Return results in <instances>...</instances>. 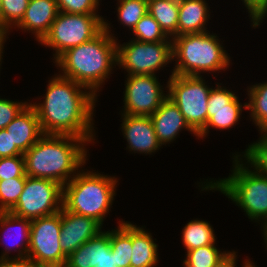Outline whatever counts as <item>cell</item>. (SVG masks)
Returning <instances> with one entry per match:
<instances>
[{
	"mask_svg": "<svg viewBox=\"0 0 267 267\" xmlns=\"http://www.w3.org/2000/svg\"><path fill=\"white\" fill-rule=\"evenodd\" d=\"M51 77L43 102L30 103L37 112L42 133L71 135L94 143L93 116L98 98L86 87L58 73Z\"/></svg>",
	"mask_w": 267,
	"mask_h": 267,
	"instance_id": "6da1fadb",
	"label": "cell"
},
{
	"mask_svg": "<svg viewBox=\"0 0 267 267\" xmlns=\"http://www.w3.org/2000/svg\"><path fill=\"white\" fill-rule=\"evenodd\" d=\"M132 33L134 37L132 39L141 42H159V41H172L164 31L160 28V25L156 20L147 13L133 28Z\"/></svg>",
	"mask_w": 267,
	"mask_h": 267,
	"instance_id": "f546056e",
	"label": "cell"
},
{
	"mask_svg": "<svg viewBox=\"0 0 267 267\" xmlns=\"http://www.w3.org/2000/svg\"><path fill=\"white\" fill-rule=\"evenodd\" d=\"M101 0H56L59 12L69 14H99Z\"/></svg>",
	"mask_w": 267,
	"mask_h": 267,
	"instance_id": "d6a6232c",
	"label": "cell"
},
{
	"mask_svg": "<svg viewBox=\"0 0 267 267\" xmlns=\"http://www.w3.org/2000/svg\"><path fill=\"white\" fill-rule=\"evenodd\" d=\"M132 223V255L130 267H155L158 265V244L152 233ZM155 240V241H154Z\"/></svg>",
	"mask_w": 267,
	"mask_h": 267,
	"instance_id": "44dd1931",
	"label": "cell"
},
{
	"mask_svg": "<svg viewBox=\"0 0 267 267\" xmlns=\"http://www.w3.org/2000/svg\"><path fill=\"white\" fill-rule=\"evenodd\" d=\"M118 22L129 31L148 13V0H117Z\"/></svg>",
	"mask_w": 267,
	"mask_h": 267,
	"instance_id": "83f0119b",
	"label": "cell"
},
{
	"mask_svg": "<svg viewBox=\"0 0 267 267\" xmlns=\"http://www.w3.org/2000/svg\"><path fill=\"white\" fill-rule=\"evenodd\" d=\"M28 101H12L6 98H0V130L6 126L18 115V113L28 104Z\"/></svg>",
	"mask_w": 267,
	"mask_h": 267,
	"instance_id": "e575fe53",
	"label": "cell"
},
{
	"mask_svg": "<svg viewBox=\"0 0 267 267\" xmlns=\"http://www.w3.org/2000/svg\"><path fill=\"white\" fill-rule=\"evenodd\" d=\"M121 114L151 116L168 97L157 75H126ZM165 88V90H164Z\"/></svg>",
	"mask_w": 267,
	"mask_h": 267,
	"instance_id": "7c38bea8",
	"label": "cell"
},
{
	"mask_svg": "<svg viewBox=\"0 0 267 267\" xmlns=\"http://www.w3.org/2000/svg\"><path fill=\"white\" fill-rule=\"evenodd\" d=\"M84 170L81 168L63 186L62 206L72 213L94 218L103 225L115 200L119 180L98 171Z\"/></svg>",
	"mask_w": 267,
	"mask_h": 267,
	"instance_id": "5b68a950",
	"label": "cell"
},
{
	"mask_svg": "<svg viewBox=\"0 0 267 267\" xmlns=\"http://www.w3.org/2000/svg\"><path fill=\"white\" fill-rule=\"evenodd\" d=\"M222 83L216 82L210 91L207 105V123L197 134L196 139L207 137L210 128L219 130H229L233 128L239 120L243 110H247V103H241L237 94ZM214 87V88H213Z\"/></svg>",
	"mask_w": 267,
	"mask_h": 267,
	"instance_id": "4fadbf2b",
	"label": "cell"
},
{
	"mask_svg": "<svg viewBox=\"0 0 267 267\" xmlns=\"http://www.w3.org/2000/svg\"><path fill=\"white\" fill-rule=\"evenodd\" d=\"M0 230L3 234L1 235L2 237L0 236L2 240L0 244L4 246L0 259L23 258L28 256L31 220L15 216L10 212H0ZM13 249L14 252H17L15 256H11Z\"/></svg>",
	"mask_w": 267,
	"mask_h": 267,
	"instance_id": "2e32d148",
	"label": "cell"
},
{
	"mask_svg": "<svg viewBox=\"0 0 267 267\" xmlns=\"http://www.w3.org/2000/svg\"><path fill=\"white\" fill-rule=\"evenodd\" d=\"M23 155V153L12 145V139L6 129L0 130V158Z\"/></svg>",
	"mask_w": 267,
	"mask_h": 267,
	"instance_id": "8d00e7d4",
	"label": "cell"
},
{
	"mask_svg": "<svg viewBox=\"0 0 267 267\" xmlns=\"http://www.w3.org/2000/svg\"><path fill=\"white\" fill-rule=\"evenodd\" d=\"M202 76L171 74L168 97L177 105L189 127L198 134L207 123L208 97L212 87Z\"/></svg>",
	"mask_w": 267,
	"mask_h": 267,
	"instance_id": "ba28073f",
	"label": "cell"
},
{
	"mask_svg": "<svg viewBox=\"0 0 267 267\" xmlns=\"http://www.w3.org/2000/svg\"><path fill=\"white\" fill-rule=\"evenodd\" d=\"M120 119V129L127 141L126 149L132 154L153 155L163 148L158 141L151 117L121 114Z\"/></svg>",
	"mask_w": 267,
	"mask_h": 267,
	"instance_id": "9a60e30c",
	"label": "cell"
},
{
	"mask_svg": "<svg viewBox=\"0 0 267 267\" xmlns=\"http://www.w3.org/2000/svg\"><path fill=\"white\" fill-rule=\"evenodd\" d=\"M207 0H179L178 36L208 32L211 12Z\"/></svg>",
	"mask_w": 267,
	"mask_h": 267,
	"instance_id": "ffe728a7",
	"label": "cell"
},
{
	"mask_svg": "<svg viewBox=\"0 0 267 267\" xmlns=\"http://www.w3.org/2000/svg\"><path fill=\"white\" fill-rule=\"evenodd\" d=\"M173 67L171 73L183 76H202L226 71L232 63L224 41L208 32L184 34L172 38Z\"/></svg>",
	"mask_w": 267,
	"mask_h": 267,
	"instance_id": "8992f818",
	"label": "cell"
},
{
	"mask_svg": "<svg viewBox=\"0 0 267 267\" xmlns=\"http://www.w3.org/2000/svg\"><path fill=\"white\" fill-rule=\"evenodd\" d=\"M26 176L24 155L0 158V180Z\"/></svg>",
	"mask_w": 267,
	"mask_h": 267,
	"instance_id": "836d02e7",
	"label": "cell"
},
{
	"mask_svg": "<svg viewBox=\"0 0 267 267\" xmlns=\"http://www.w3.org/2000/svg\"><path fill=\"white\" fill-rule=\"evenodd\" d=\"M12 139V145L24 154L43 135L37 112L29 103L5 128Z\"/></svg>",
	"mask_w": 267,
	"mask_h": 267,
	"instance_id": "d6986e66",
	"label": "cell"
},
{
	"mask_svg": "<svg viewBox=\"0 0 267 267\" xmlns=\"http://www.w3.org/2000/svg\"><path fill=\"white\" fill-rule=\"evenodd\" d=\"M246 94L249 118L259 129V134H267V82L248 86Z\"/></svg>",
	"mask_w": 267,
	"mask_h": 267,
	"instance_id": "d4e9b609",
	"label": "cell"
},
{
	"mask_svg": "<svg viewBox=\"0 0 267 267\" xmlns=\"http://www.w3.org/2000/svg\"><path fill=\"white\" fill-rule=\"evenodd\" d=\"M89 144L71 135L43 134L23 155L25 174L46 178L64 186L88 160Z\"/></svg>",
	"mask_w": 267,
	"mask_h": 267,
	"instance_id": "3957f363",
	"label": "cell"
},
{
	"mask_svg": "<svg viewBox=\"0 0 267 267\" xmlns=\"http://www.w3.org/2000/svg\"><path fill=\"white\" fill-rule=\"evenodd\" d=\"M2 1V33L10 34L23 18L29 0H1Z\"/></svg>",
	"mask_w": 267,
	"mask_h": 267,
	"instance_id": "1f68e13d",
	"label": "cell"
},
{
	"mask_svg": "<svg viewBox=\"0 0 267 267\" xmlns=\"http://www.w3.org/2000/svg\"><path fill=\"white\" fill-rule=\"evenodd\" d=\"M0 33H2V1L0 0Z\"/></svg>",
	"mask_w": 267,
	"mask_h": 267,
	"instance_id": "7bdbcfd3",
	"label": "cell"
},
{
	"mask_svg": "<svg viewBox=\"0 0 267 267\" xmlns=\"http://www.w3.org/2000/svg\"><path fill=\"white\" fill-rule=\"evenodd\" d=\"M233 251H222L216 245H207L186 251L183 267H217Z\"/></svg>",
	"mask_w": 267,
	"mask_h": 267,
	"instance_id": "4316f807",
	"label": "cell"
},
{
	"mask_svg": "<svg viewBox=\"0 0 267 267\" xmlns=\"http://www.w3.org/2000/svg\"><path fill=\"white\" fill-rule=\"evenodd\" d=\"M110 239V230L103 231L72 252L65 267H99L102 260V246Z\"/></svg>",
	"mask_w": 267,
	"mask_h": 267,
	"instance_id": "7402d4cb",
	"label": "cell"
},
{
	"mask_svg": "<svg viewBox=\"0 0 267 267\" xmlns=\"http://www.w3.org/2000/svg\"><path fill=\"white\" fill-rule=\"evenodd\" d=\"M237 252L233 250V252L224 260L222 261L217 267H237ZM242 267H253L254 262L251 261L250 258H247L243 261Z\"/></svg>",
	"mask_w": 267,
	"mask_h": 267,
	"instance_id": "ab89813d",
	"label": "cell"
},
{
	"mask_svg": "<svg viewBox=\"0 0 267 267\" xmlns=\"http://www.w3.org/2000/svg\"><path fill=\"white\" fill-rule=\"evenodd\" d=\"M102 224L94 218L78 215L61 208L60 246L68 257L82 244L102 232Z\"/></svg>",
	"mask_w": 267,
	"mask_h": 267,
	"instance_id": "5bb4252c",
	"label": "cell"
},
{
	"mask_svg": "<svg viewBox=\"0 0 267 267\" xmlns=\"http://www.w3.org/2000/svg\"><path fill=\"white\" fill-rule=\"evenodd\" d=\"M116 229L110 230L111 251L115 255L116 266L130 267L132 255V223L119 220Z\"/></svg>",
	"mask_w": 267,
	"mask_h": 267,
	"instance_id": "cb8c5ba5",
	"label": "cell"
},
{
	"mask_svg": "<svg viewBox=\"0 0 267 267\" xmlns=\"http://www.w3.org/2000/svg\"><path fill=\"white\" fill-rule=\"evenodd\" d=\"M148 13L168 37L178 36L179 0H148Z\"/></svg>",
	"mask_w": 267,
	"mask_h": 267,
	"instance_id": "603a6c76",
	"label": "cell"
},
{
	"mask_svg": "<svg viewBox=\"0 0 267 267\" xmlns=\"http://www.w3.org/2000/svg\"><path fill=\"white\" fill-rule=\"evenodd\" d=\"M112 23L104 20V28L91 40L70 48L53 63L59 75L69 78L99 96L105 81L117 66V41Z\"/></svg>",
	"mask_w": 267,
	"mask_h": 267,
	"instance_id": "7a4b0ae2",
	"label": "cell"
},
{
	"mask_svg": "<svg viewBox=\"0 0 267 267\" xmlns=\"http://www.w3.org/2000/svg\"><path fill=\"white\" fill-rule=\"evenodd\" d=\"M61 210L31 220L28 257L40 267H65L67 256L60 246Z\"/></svg>",
	"mask_w": 267,
	"mask_h": 267,
	"instance_id": "8fae6325",
	"label": "cell"
},
{
	"mask_svg": "<svg viewBox=\"0 0 267 267\" xmlns=\"http://www.w3.org/2000/svg\"><path fill=\"white\" fill-rule=\"evenodd\" d=\"M248 11L252 28L260 27L267 17V0H241Z\"/></svg>",
	"mask_w": 267,
	"mask_h": 267,
	"instance_id": "d590c367",
	"label": "cell"
},
{
	"mask_svg": "<svg viewBox=\"0 0 267 267\" xmlns=\"http://www.w3.org/2000/svg\"><path fill=\"white\" fill-rule=\"evenodd\" d=\"M58 12L56 0H29L22 20L14 29L32 33L40 42L49 32Z\"/></svg>",
	"mask_w": 267,
	"mask_h": 267,
	"instance_id": "ac0fdd59",
	"label": "cell"
},
{
	"mask_svg": "<svg viewBox=\"0 0 267 267\" xmlns=\"http://www.w3.org/2000/svg\"><path fill=\"white\" fill-rule=\"evenodd\" d=\"M0 267H40L34 260L31 258H8L0 259Z\"/></svg>",
	"mask_w": 267,
	"mask_h": 267,
	"instance_id": "74e56055",
	"label": "cell"
},
{
	"mask_svg": "<svg viewBox=\"0 0 267 267\" xmlns=\"http://www.w3.org/2000/svg\"><path fill=\"white\" fill-rule=\"evenodd\" d=\"M234 153L239 155L258 174L267 177V134H260L257 142H253L245 151Z\"/></svg>",
	"mask_w": 267,
	"mask_h": 267,
	"instance_id": "f1b7e54d",
	"label": "cell"
},
{
	"mask_svg": "<svg viewBox=\"0 0 267 267\" xmlns=\"http://www.w3.org/2000/svg\"><path fill=\"white\" fill-rule=\"evenodd\" d=\"M151 120L155 133L161 145L171 144L180 135L182 130H187L193 134H197L186 123L182 113L177 105L167 97L160 107L152 114Z\"/></svg>",
	"mask_w": 267,
	"mask_h": 267,
	"instance_id": "e0dca14e",
	"label": "cell"
},
{
	"mask_svg": "<svg viewBox=\"0 0 267 267\" xmlns=\"http://www.w3.org/2000/svg\"><path fill=\"white\" fill-rule=\"evenodd\" d=\"M181 239L186 251L217 244L213 226L208 221L198 218L184 225Z\"/></svg>",
	"mask_w": 267,
	"mask_h": 267,
	"instance_id": "484cf974",
	"label": "cell"
},
{
	"mask_svg": "<svg viewBox=\"0 0 267 267\" xmlns=\"http://www.w3.org/2000/svg\"><path fill=\"white\" fill-rule=\"evenodd\" d=\"M232 157L231 174L227 178L199 182V190L219 191L243 210L251 221L267 224V177L251 169L239 155Z\"/></svg>",
	"mask_w": 267,
	"mask_h": 267,
	"instance_id": "277c9868",
	"label": "cell"
},
{
	"mask_svg": "<svg viewBox=\"0 0 267 267\" xmlns=\"http://www.w3.org/2000/svg\"><path fill=\"white\" fill-rule=\"evenodd\" d=\"M99 267H118L115 255L111 251L110 239L102 246V260Z\"/></svg>",
	"mask_w": 267,
	"mask_h": 267,
	"instance_id": "f35d334b",
	"label": "cell"
},
{
	"mask_svg": "<svg viewBox=\"0 0 267 267\" xmlns=\"http://www.w3.org/2000/svg\"><path fill=\"white\" fill-rule=\"evenodd\" d=\"M117 42V67L126 75H156L173 61V42H141L131 39Z\"/></svg>",
	"mask_w": 267,
	"mask_h": 267,
	"instance_id": "9c48e42d",
	"label": "cell"
},
{
	"mask_svg": "<svg viewBox=\"0 0 267 267\" xmlns=\"http://www.w3.org/2000/svg\"><path fill=\"white\" fill-rule=\"evenodd\" d=\"M105 18L99 14L58 12L49 32L39 44L53 49V62L66 50L83 44L104 28Z\"/></svg>",
	"mask_w": 267,
	"mask_h": 267,
	"instance_id": "52a82bcc",
	"label": "cell"
},
{
	"mask_svg": "<svg viewBox=\"0 0 267 267\" xmlns=\"http://www.w3.org/2000/svg\"><path fill=\"white\" fill-rule=\"evenodd\" d=\"M8 37V35H6V34H3V33H0V69H1V64H2V60H3V52H4V44H5V42H6V39H8L7 38ZM1 71V70H0ZM1 73V72H0Z\"/></svg>",
	"mask_w": 267,
	"mask_h": 267,
	"instance_id": "60d3db41",
	"label": "cell"
},
{
	"mask_svg": "<svg viewBox=\"0 0 267 267\" xmlns=\"http://www.w3.org/2000/svg\"><path fill=\"white\" fill-rule=\"evenodd\" d=\"M260 228L262 230L263 239H264V242L266 244V250H267V224L261 225Z\"/></svg>",
	"mask_w": 267,
	"mask_h": 267,
	"instance_id": "b9f144b4",
	"label": "cell"
},
{
	"mask_svg": "<svg viewBox=\"0 0 267 267\" xmlns=\"http://www.w3.org/2000/svg\"><path fill=\"white\" fill-rule=\"evenodd\" d=\"M26 177L0 180V212H9L18 202Z\"/></svg>",
	"mask_w": 267,
	"mask_h": 267,
	"instance_id": "4dcf8cb0",
	"label": "cell"
},
{
	"mask_svg": "<svg viewBox=\"0 0 267 267\" xmlns=\"http://www.w3.org/2000/svg\"><path fill=\"white\" fill-rule=\"evenodd\" d=\"M62 198L63 186L58 182L26 176L19 200L9 212L29 220L38 219L59 212Z\"/></svg>",
	"mask_w": 267,
	"mask_h": 267,
	"instance_id": "30bf717a",
	"label": "cell"
}]
</instances>
